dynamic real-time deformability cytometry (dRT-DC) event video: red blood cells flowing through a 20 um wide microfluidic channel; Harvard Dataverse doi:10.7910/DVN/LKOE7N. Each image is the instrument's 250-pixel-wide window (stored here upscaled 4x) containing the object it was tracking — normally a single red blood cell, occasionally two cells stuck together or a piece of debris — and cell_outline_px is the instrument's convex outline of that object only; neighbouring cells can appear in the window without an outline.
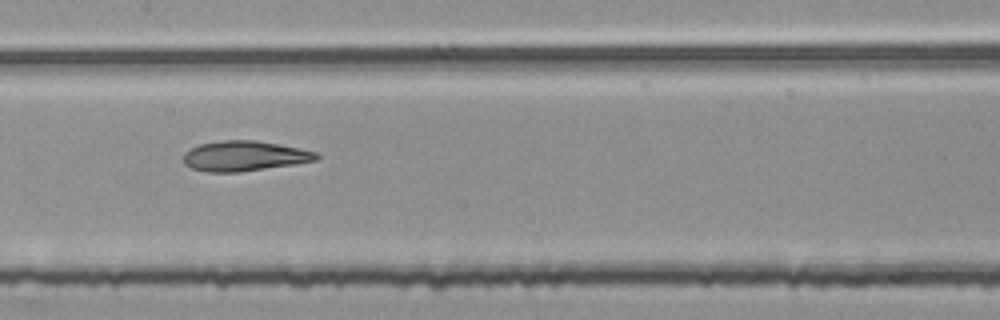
{"species": "common noctule bat (a hibernating species)", "species_latin": "Nyctalus noctula", "temperature_condition": "room temperature", "stored_images_in_passage": 44, "camera_frame_rate_fps": 3000, "um_per_image_px": 0.085, "animal": {"sex": "female", "body_mass_g": 25.1}, "frame": {"image": 1, "passage_image": 17, "time_ms": 5.333, "image_size_px": [1000, 320], "cell_outline_px": [[320, 156], [316, 160], [296, 164], [240, 172], [204, 172], [192, 168], [184, 164], [184, 152], [200, 144], [224, 140], [256, 140], [300, 148], [316, 152]], "centroid_in_image_um": [20.78, 13.26], "position_along_channel_um": 186.6, "area_um2": 23.35}}
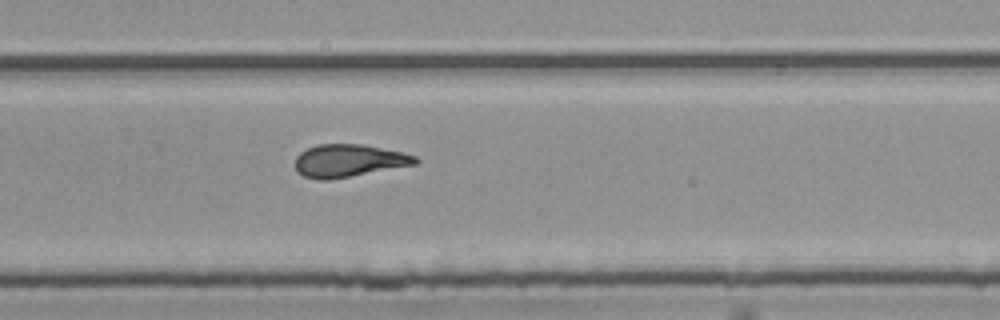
{"frame": {"image": 2, "passage_image": 26, "time_ms": 8.333, "image_size_px": [1000, 320], "cell_outline_px": [[420, 160], [416, 164], [328, 180], [320, 180], [304, 176], [296, 172], [296, 156], [300, 152], [316, 144], [364, 144], [400, 152], [416, 156]], "centroid_in_image_um": [29.62, 13.65], "position_along_channel_um": 300.2, "area_um2": 22.72}}
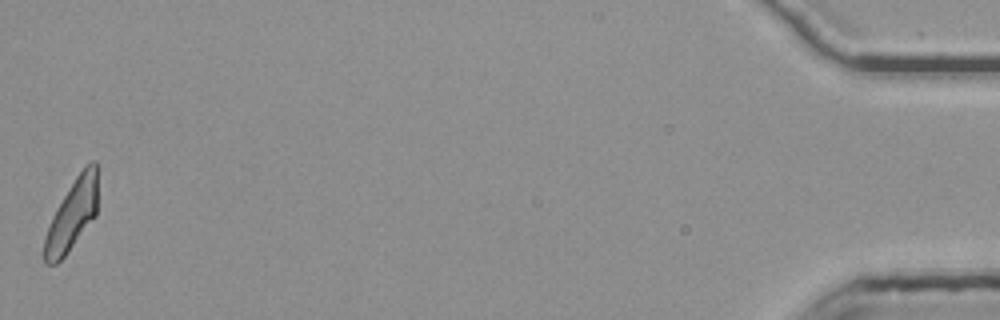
{"frame": {"image": 3, "passage_image": 44, "time_ms": 14.333, "image_size_px": [1000, 320], "cell_outline_px": [[96, 216], [64, 256], [56, 264], [44, 264], [44, 236], [52, 216], [56, 208], [76, 176], [84, 164], [92, 160], [96, 160]], "centroid_in_image_um": [6.11, 18.26], "position_along_channel_um": 429.1, "area_um2": 21.73}, "authors_computed_cell_mechanics": {"area_um2": 22.9466, "velocity_mm_per_s": 3.8013, "shape_relaxation_time_tau1_ms": null, "shape_relaxation_time_tau2_ms": 2.8583, "deformation_change_tau1": null, "deformation_change_tau2": 0.1085}}